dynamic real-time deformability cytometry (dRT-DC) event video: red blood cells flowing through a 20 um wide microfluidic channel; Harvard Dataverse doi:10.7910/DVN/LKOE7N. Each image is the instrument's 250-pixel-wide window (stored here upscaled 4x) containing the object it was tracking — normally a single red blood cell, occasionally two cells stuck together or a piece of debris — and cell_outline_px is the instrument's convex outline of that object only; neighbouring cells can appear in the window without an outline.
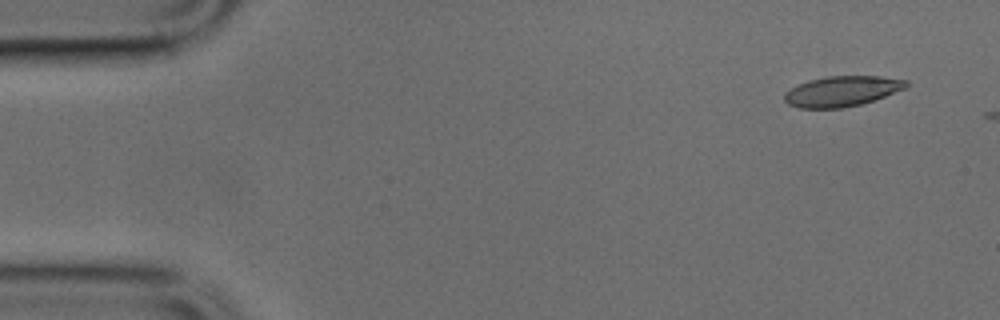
{"species": "common noctule bat (a hibernating species)", "species_latin": "Nyctalus noctula", "temperature_condition": "cold", "stored_images_in_passage": 2, "camera_frame_rate_fps": 3000, "um_per_image_px": 0.085, "animal": {"sex": "male", "body_mass_g": 17.9, "forearm_length_mm": 54.2}, "frame": {"image": 1, "passage_image": 1, "time_ms": 0.0, "image_size_px": [1000, 320], "cell_outline_px": [[908, 88], [860, 104], [840, 108], [800, 108], [788, 104], [784, 100], [784, 92], [808, 80], [828, 76], [880, 76], [908, 80]], "centroid_in_image_um": [71.58, 7.75], "position_along_channel_um": 13.4, "area_um2": 21.44}}